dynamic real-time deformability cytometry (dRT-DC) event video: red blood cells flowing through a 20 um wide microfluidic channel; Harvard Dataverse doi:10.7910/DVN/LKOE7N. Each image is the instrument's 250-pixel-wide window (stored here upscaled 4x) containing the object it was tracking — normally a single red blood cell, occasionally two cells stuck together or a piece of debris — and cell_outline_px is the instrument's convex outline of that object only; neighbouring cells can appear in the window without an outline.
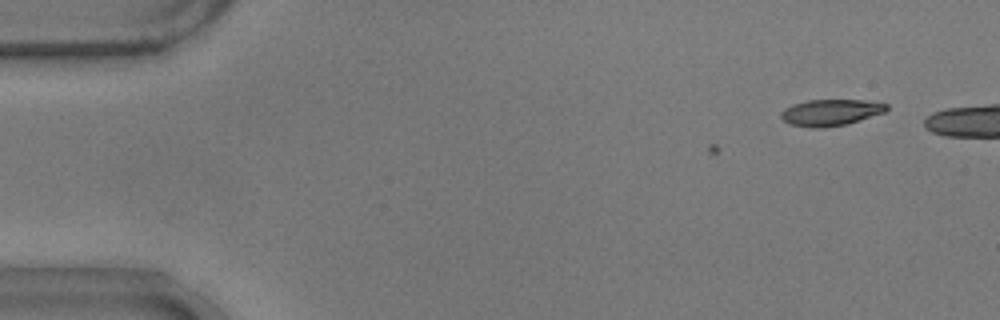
{"species": "common noctule bat (a hibernating species)", "species_latin": "Nyctalus noctula", "temperature_condition": "warm", "stored_images_in_passage": 9, "camera_frame_rate_fps": 3000, "um_per_image_px": 0.085, "animal": {"sex": "male", "body_mass_g": 17.9}, "frame": {"image": 1, "passage_image": 1, "time_ms": 0.0, "image_size_px": [1000, 320], "cell_outline_px": [[888, 108], [884, 112], [844, 124], [824, 128], [808, 128], [792, 124], [784, 120], [780, 116], [780, 112], [784, 108], [792, 104], [808, 100], [864, 100], [888, 104]], "centroid_in_image_um": [70.56, 9.55], "position_along_channel_um": 14.4, "area_um2": 16.07}}